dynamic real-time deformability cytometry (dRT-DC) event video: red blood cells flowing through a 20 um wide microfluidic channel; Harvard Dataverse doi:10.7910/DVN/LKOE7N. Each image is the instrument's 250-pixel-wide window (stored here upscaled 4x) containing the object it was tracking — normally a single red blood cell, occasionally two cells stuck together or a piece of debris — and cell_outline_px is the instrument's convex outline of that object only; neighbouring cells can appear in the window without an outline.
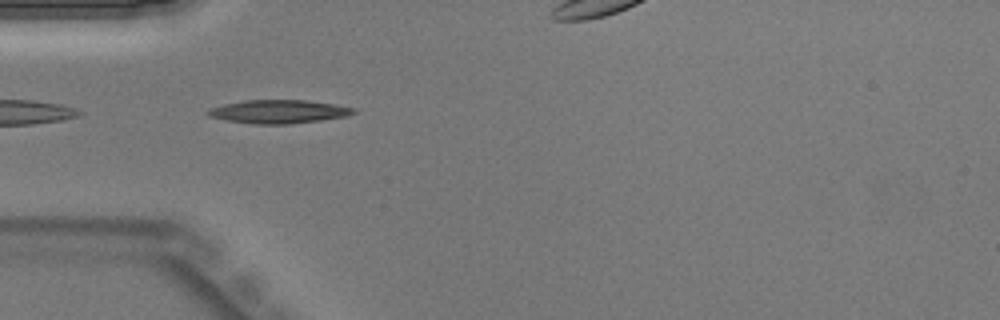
{"species": "Egyptian fruit bat (a non-hibernating species)", "species_latin": "Rousettus aegyptiacus", "temperature_condition": "warm", "stored_images_in_passage": 31, "camera_frame_rate_fps": 3000, "um_per_image_px": 0.085, "animal": {"sex": "male"}, "frame": {"image": 1, "passage_image": 1, "time_ms": 0.0, "image_size_px": [1000, 320], "cell_outline_px": [[356, 112], [348, 116], [320, 120], [288, 124], [252, 124], [228, 120], [208, 116], [204, 112], [208, 108], [224, 104], [244, 100], [304, 100], [336, 104], [356, 108]], "centroid_in_image_um": [23.67, 9.48], "position_along_channel_um": 61.3, "area_um2": 20.0}}
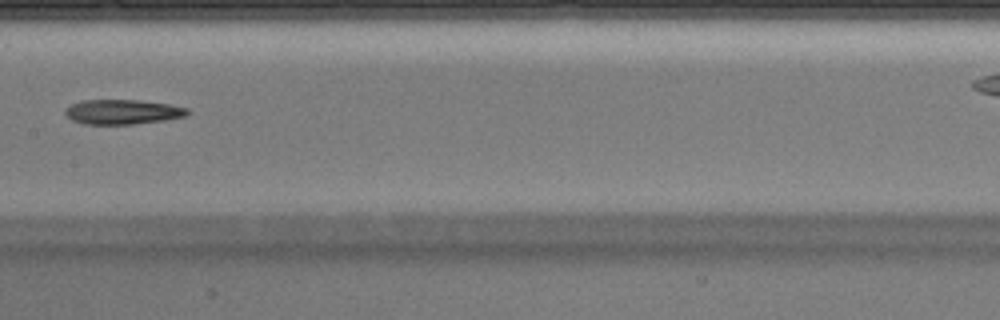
{"frame": {"image": 2, "passage_image": 10, "time_ms": 3.0, "image_size_px": [1000, 320], "cell_outline_px": [[192, 112], [184, 116], [168, 120], [132, 124], [84, 124], [72, 120], [64, 112], [64, 108], [80, 100], [140, 100], [168, 104], [188, 108]], "centroid_in_image_um": [10.43, 9.51], "position_along_channel_um": 197.0, "area_um2": 17.74}}